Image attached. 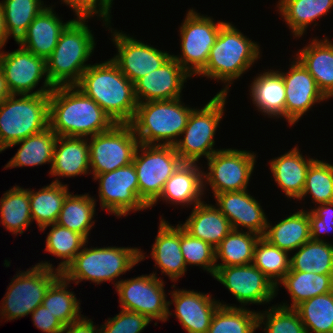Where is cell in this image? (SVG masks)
<instances>
[{
    "mask_svg": "<svg viewBox=\"0 0 333 333\" xmlns=\"http://www.w3.org/2000/svg\"><path fill=\"white\" fill-rule=\"evenodd\" d=\"M115 123L77 86H55L49 93V127L57 136L91 137Z\"/></svg>",
    "mask_w": 333,
    "mask_h": 333,
    "instance_id": "6da1fadb",
    "label": "cell"
},
{
    "mask_svg": "<svg viewBox=\"0 0 333 333\" xmlns=\"http://www.w3.org/2000/svg\"><path fill=\"white\" fill-rule=\"evenodd\" d=\"M94 100L115 124H130L138 102L134 84L109 59L90 65L75 85Z\"/></svg>",
    "mask_w": 333,
    "mask_h": 333,
    "instance_id": "7a4b0ae2",
    "label": "cell"
},
{
    "mask_svg": "<svg viewBox=\"0 0 333 333\" xmlns=\"http://www.w3.org/2000/svg\"><path fill=\"white\" fill-rule=\"evenodd\" d=\"M86 24V18L73 19L46 59L47 77L54 87L76 85L91 65L85 62L93 53L96 43L94 34Z\"/></svg>",
    "mask_w": 333,
    "mask_h": 333,
    "instance_id": "3957f363",
    "label": "cell"
},
{
    "mask_svg": "<svg viewBox=\"0 0 333 333\" xmlns=\"http://www.w3.org/2000/svg\"><path fill=\"white\" fill-rule=\"evenodd\" d=\"M259 48L234 25L225 22L211 48L206 66L197 75L221 80L226 85L217 94L228 95L230 84L261 57Z\"/></svg>",
    "mask_w": 333,
    "mask_h": 333,
    "instance_id": "277c9868",
    "label": "cell"
},
{
    "mask_svg": "<svg viewBox=\"0 0 333 333\" xmlns=\"http://www.w3.org/2000/svg\"><path fill=\"white\" fill-rule=\"evenodd\" d=\"M193 110L181 98L138 103L130 124L140 144L174 146Z\"/></svg>",
    "mask_w": 333,
    "mask_h": 333,
    "instance_id": "5b68a950",
    "label": "cell"
},
{
    "mask_svg": "<svg viewBox=\"0 0 333 333\" xmlns=\"http://www.w3.org/2000/svg\"><path fill=\"white\" fill-rule=\"evenodd\" d=\"M145 259L136 247H84L61 274L78 285L82 280L95 284L112 281Z\"/></svg>",
    "mask_w": 333,
    "mask_h": 333,
    "instance_id": "8992f818",
    "label": "cell"
},
{
    "mask_svg": "<svg viewBox=\"0 0 333 333\" xmlns=\"http://www.w3.org/2000/svg\"><path fill=\"white\" fill-rule=\"evenodd\" d=\"M48 127L49 93L11 94L0 104V145L4 150Z\"/></svg>",
    "mask_w": 333,
    "mask_h": 333,
    "instance_id": "52a82bcc",
    "label": "cell"
},
{
    "mask_svg": "<svg viewBox=\"0 0 333 333\" xmlns=\"http://www.w3.org/2000/svg\"><path fill=\"white\" fill-rule=\"evenodd\" d=\"M225 94H216L201 109H194L183 130L182 139L174 145L183 162L197 163L202 156L208 159L219 149H214V135L219 126L226 104Z\"/></svg>",
    "mask_w": 333,
    "mask_h": 333,
    "instance_id": "ba28073f",
    "label": "cell"
},
{
    "mask_svg": "<svg viewBox=\"0 0 333 333\" xmlns=\"http://www.w3.org/2000/svg\"><path fill=\"white\" fill-rule=\"evenodd\" d=\"M60 274L48 261H42L26 271L17 273L1 301L2 319L14 320L31 314L42 305L47 289Z\"/></svg>",
    "mask_w": 333,
    "mask_h": 333,
    "instance_id": "9c48e42d",
    "label": "cell"
},
{
    "mask_svg": "<svg viewBox=\"0 0 333 333\" xmlns=\"http://www.w3.org/2000/svg\"><path fill=\"white\" fill-rule=\"evenodd\" d=\"M182 163L174 146L139 144L133 165L138 177L139 197L148 208L159 198L166 181Z\"/></svg>",
    "mask_w": 333,
    "mask_h": 333,
    "instance_id": "30bf717a",
    "label": "cell"
},
{
    "mask_svg": "<svg viewBox=\"0 0 333 333\" xmlns=\"http://www.w3.org/2000/svg\"><path fill=\"white\" fill-rule=\"evenodd\" d=\"M180 26V48L182 54L172 55L190 75H197L208 61L211 48L215 44L222 25L215 23L213 18L190 9Z\"/></svg>",
    "mask_w": 333,
    "mask_h": 333,
    "instance_id": "8fae6325",
    "label": "cell"
},
{
    "mask_svg": "<svg viewBox=\"0 0 333 333\" xmlns=\"http://www.w3.org/2000/svg\"><path fill=\"white\" fill-rule=\"evenodd\" d=\"M88 139L92 169L89 174L93 177L132 163L140 144L131 124H114L109 130Z\"/></svg>",
    "mask_w": 333,
    "mask_h": 333,
    "instance_id": "7c38bea8",
    "label": "cell"
},
{
    "mask_svg": "<svg viewBox=\"0 0 333 333\" xmlns=\"http://www.w3.org/2000/svg\"><path fill=\"white\" fill-rule=\"evenodd\" d=\"M156 275L157 273L153 272L127 280H117L115 289L119 294L121 309L145 315L150 321H167L168 316L173 314L169 311L164 281Z\"/></svg>",
    "mask_w": 333,
    "mask_h": 333,
    "instance_id": "4fadbf2b",
    "label": "cell"
},
{
    "mask_svg": "<svg viewBox=\"0 0 333 333\" xmlns=\"http://www.w3.org/2000/svg\"><path fill=\"white\" fill-rule=\"evenodd\" d=\"M256 153L246 150L220 149L208 159L204 172V188L208 183L213 195L247 189L256 162Z\"/></svg>",
    "mask_w": 333,
    "mask_h": 333,
    "instance_id": "5bb4252c",
    "label": "cell"
},
{
    "mask_svg": "<svg viewBox=\"0 0 333 333\" xmlns=\"http://www.w3.org/2000/svg\"><path fill=\"white\" fill-rule=\"evenodd\" d=\"M0 69L11 94L37 95L50 93L54 89L47 77L46 60L34 55L21 45L12 52L0 51ZM43 76V86L31 92L38 86Z\"/></svg>",
    "mask_w": 333,
    "mask_h": 333,
    "instance_id": "9a60e30c",
    "label": "cell"
},
{
    "mask_svg": "<svg viewBox=\"0 0 333 333\" xmlns=\"http://www.w3.org/2000/svg\"><path fill=\"white\" fill-rule=\"evenodd\" d=\"M99 181L101 209L117 217L148 209L139 197V183L133 162L114 171L94 176ZM127 214V215H126Z\"/></svg>",
    "mask_w": 333,
    "mask_h": 333,
    "instance_id": "2e32d148",
    "label": "cell"
},
{
    "mask_svg": "<svg viewBox=\"0 0 333 333\" xmlns=\"http://www.w3.org/2000/svg\"><path fill=\"white\" fill-rule=\"evenodd\" d=\"M213 277L223 284L243 306L251 303L269 304L278 291L273 282L252 263L216 267Z\"/></svg>",
    "mask_w": 333,
    "mask_h": 333,
    "instance_id": "e0dca14e",
    "label": "cell"
},
{
    "mask_svg": "<svg viewBox=\"0 0 333 333\" xmlns=\"http://www.w3.org/2000/svg\"><path fill=\"white\" fill-rule=\"evenodd\" d=\"M117 55L111 58L134 84L146 74L160 68L172 55L110 28ZM124 33V34H123Z\"/></svg>",
    "mask_w": 333,
    "mask_h": 333,
    "instance_id": "ac0fdd59",
    "label": "cell"
},
{
    "mask_svg": "<svg viewBox=\"0 0 333 333\" xmlns=\"http://www.w3.org/2000/svg\"><path fill=\"white\" fill-rule=\"evenodd\" d=\"M294 59L288 72L278 71L285 85V120L290 126L298 122L315 103L328 100L304 65L296 57Z\"/></svg>",
    "mask_w": 333,
    "mask_h": 333,
    "instance_id": "d6986e66",
    "label": "cell"
},
{
    "mask_svg": "<svg viewBox=\"0 0 333 333\" xmlns=\"http://www.w3.org/2000/svg\"><path fill=\"white\" fill-rule=\"evenodd\" d=\"M191 76L171 56L160 68L146 74L134 83L138 103L181 98L184 82Z\"/></svg>",
    "mask_w": 333,
    "mask_h": 333,
    "instance_id": "ffe728a7",
    "label": "cell"
},
{
    "mask_svg": "<svg viewBox=\"0 0 333 333\" xmlns=\"http://www.w3.org/2000/svg\"><path fill=\"white\" fill-rule=\"evenodd\" d=\"M216 207L229 220L233 230H240V226L248 232L264 236L267 217L258 201L243 191L222 192L214 195Z\"/></svg>",
    "mask_w": 333,
    "mask_h": 333,
    "instance_id": "44dd1931",
    "label": "cell"
},
{
    "mask_svg": "<svg viewBox=\"0 0 333 333\" xmlns=\"http://www.w3.org/2000/svg\"><path fill=\"white\" fill-rule=\"evenodd\" d=\"M172 300L168 305L175 306V317L187 333H207L213 315L221 302L211 298L209 294L194 290H173Z\"/></svg>",
    "mask_w": 333,
    "mask_h": 333,
    "instance_id": "7402d4cb",
    "label": "cell"
},
{
    "mask_svg": "<svg viewBox=\"0 0 333 333\" xmlns=\"http://www.w3.org/2000/svg\"><path fill=\"white\" fill-rule=\"evenodd\" d=\"M71 21L63 23L52 7L47 6L35 17L17 44L46 60L54 51L59 37Z\"/></svg>",
    "mask_w": 333,
    "mask_h": 333,
    "instance_id": "603a6c76",
    "label": "cell"
},
{
    "mask_svg": "<svg viewBox=\"0 0 333 333\" xmlns=\"http://www.w3.org/2000/svg\"><path fill=\"white\" fill-rule=\"evenodd\" d=\"M197 163L183 162L166 181L159 199L172 204L190 206L201 203L204 194L203 174Z\"/></svg>",
    "mask_w": 333,
    "mask_h": 333,
    "instance_id": "cb8c5ba5",
    "label": "cell"
},
{
    "mask_svg": "<svg viewBox=\"0 0 333 333\" xmlns=\"http://www.w3.org/2000/svg\"><path fill=\"white\" fill-rule=\"evenodd\" d=\"M160 220L150 256L154 259L155 266L161 269V273L176 282L187 271L180 247V224L172 226L164 218Z\"/></svg>",
    "mask_w": 333,
    "mask_h": 333,
    "instance_id": "d4e9b609",
    "label": "cell"
},
{
    "mask_svg": "<svg viewBox=\"0 0 333 333\" xmlns=\"http://www.w3.org/2000/svg\"><path fill=\"white\" fill-rule=\"evenodd\" d=\"M89 169L88 138L58 136L49 174L71 178V176L86 175L91 171Z\"/></svg>",
    "mask_w": 333,
    "mask_h": 333,
    "instance_id": "484cf974",
    "label": "cell"
},
{
    "mask_svg": "<svg viewBox=\"0 0 333 333\" xmlns=\"http://www.w3.org/2000/svg\"><path fill=\"white\" fill-rule=\"evenodd\" d=\"M316 159L304 158L297 146L287 153L270 160L274 181L288 198L298 199L303 192L306 175Z\"/></svg>",
    "mask_w": 333,
    "mask_h": 333,
    "instance_id": "4316f807",
    "label": "cell"
},
{
    "mask_svg": "<svg viewBox=\"0 0 333 333\" xmlns=\"http://www.w3.org/2000/svg\"><path fill=\"white\" fill-rule=\"evenodd\" d=\"M205 203L202 201L194 206L191 215L181 226L192 237L208 242L215 248L232 231V227L216 206Z\"/></svg>",
    "mask_w": 333,
    "mask_h": 333,
    "instance_id": "83f0119b",
    "label": "cell"
},
{
    "mask_svg": "<svg viewBox=\"0 0 333 333\" xmlns=\"http://www.w3.org/2000/svg\"><path fill=\"white\" fill-rule=\"evenodd\" d=\"M325 39H313L300 49L296 58L313 76L318 88L329 99L333 97V43Z\"/></svg>",
    "mask_w": 333,
    "mask_h": 333,
    "instance_id": "f1b7e54d",
    "label": "cell"
},
{
    "mask_svg": "<svg viewBox=\"0 0 333 333\" xmlns=\"http://www.w3.org/2000/svg\"><path fill=\"white\" fill-rule=\"evenodd\" d=\"M253 80L249 91L257 110L271 118H285V85L278 70L270 69Z\"/></svg>",
    "mask_w": 333,
    "mask_h": 333,
    "instance_id": "f546056e",
    "label": "cell"
},
{
    "mask_svg": "<svg viewBox=\"0 0 333 333\" xmlns=\"http://www.w3.org/2000/svg\"><path fill=\"white\" fill-rule=\"evenodd\" d=\"M263 238L288 253L296 251L311 239L308 211L301 209L282 219L275 226L267 222Z\"/></svg>",
    "mask_w": 333,
    "mask_h": 333,
    "instance_id": "4dcf8cb0",
    "label": "cell"
},
{
    "mask_svg": "<svg viewBox=\"0 0 333 333\" xmlns=\"http://www.w3.org/2000/svg\"><path fill=\"white\" fill-rule=\"evenodd\" d=\"M289 292L292 304H279L284 308L295 309L302 302L317 295L333 291V274H317L315 272L289 271L278 283Z\"/></svg>",
    "mask_w": 333,
    "mask_h": 333,
    "instance_id": "1f68e13d",
    "label": "cell"
},
{
    "mask_svg": "<svg viewBox=\"0 0 333 333\" xmlns=\"http://www.w3.org/2000/svg\"><path fill=\"white\" fill-rule=\"evenodd\" d=\"M57 137L51 128L48 127L37 134L30 135L21 141L11 144L8 148L21 145L4 168L34 167L46 163H50V166H52Z\"/></svg>",
    "mask_w": 333,
    "mask_h": 333,
    "instance_id": "d6a6232c",
    "label": "cell"
},
{
    "mask_svg": "<svg viewBox=\"0 0 333 333\" xmlns=\"http://www.w3.org/2000/svg\"><path fill=\"white\" fill-rule=\"evenodd\" d=\"M277 7L291 33L301 37L309 24L329 13L333 0H279Z\"/></svg>",
    "mask_w": 333,
    "mask_h": 333,
    "instance_id": "836d02e7",
    "label": "cell"
},
{
    "mask_svg": "<svg viewBox=\"0 0 333 333\" xmlns=\"http://www.w3.org/2000/svg\"><path fill=\"white\" fill-rule=\"evenodd\" d=\"M68 193L67 184H62L57 178L39 191L29 190L31 217L39 229L56 223Z\"/></svg>",
    "mask_w": 333,
    "mask_h": 333,
    "instance_id": "e575fe53",
    "label": "cell"
},
{
    "mask_svg": "<svg viewBox=\"0 0 333 333\" xmlns=\"http://www.w3.org/2000/svg\"><path fill=\"white\" fill-rule=\"evenodd\" d=\"M96 199L86 194L68 193L56 223L81 234L86 240L94 226ZM93 218V219H92Z\"/></svg>",
    "mask_w": 333,
    "mask_h": 333,
    "instance_id": "d590c367",
    "label": "cell"
},
{
    "mask_svg": "<svg viewBox=\"0 0 333 333\" xmlns=\"http://www.w3.org/2000/svg\"><path fill=\"white\" fill-rule=\"evenodd\" d=\"M261 236L233 230L215 247L216 267L247 265L253 262L254 248ZM220 258V264H217Z\"/></svg>",
    "mask_w": 333,
    "mask_h": 333,
    "instance_id": "8d00e7d4",
    "label": "cell"
},
{
    "mask_svg": "<svg viewBox=\"0 0 333 333\" xmlns=\"http://www.w3.org/2000/svg\"><path fill=\"white\" fill-rule=\"evenodd\" d=\"M1 221L12 234H23L33 222L30 212L29 189L13 186L0 199Z\"/></svg>",
    "mask_w": 333,
    "mask_h": 333,
    "instance_id": "74e56055",
    "label": "cell"
},
{
    "mask_svg": "<svg viewBox=\"0 0 333 333\" xmlns=\"http://www.w3.org/2000/svg\"><path fill=\"white\" fill-rule=\"evenodd\" d=\"M289 271L333 274V244L310 239L290 257Z\"/></svg>",
    "mask_w": 333,
    "mask_h": 333,
    "instance_id": "f35d334b",
    "label": "cell"
},
{
    "mask_svg": "<svg viewBox=\"0 0 333 333\" xmlns=\"http://www.w3.org/2000/svg\"><path fill=\"white\" fill-rule=\"evenodd\" d=\"M70 281L60 274L47 289L42 305L65 326L80 319V301L67 290Z\"/></svg>",
    "mask_w": 333,
    "mask_h": 333,
    "instance_id": "ab89813d",
    "label": "cell"
},
{
    "mask_svg": "<svg viewBox=\"0 0 333 333\" xmlns=\"http://www.w3.org/2000/svg\"><path fill=\"white\" fill-rule=\"evenodd\" d=\"M258 329V312L243 306L222 304L215 311L207 333H254Z\"/></svg>",
    "mask_w": 333,
    "mask_h": 333,
    "instance_id": "60d3db41",
    "label": "cell"
},
{
    "mask_svg": "<svg viewBox=\"0 0 333 333\" xmlns=\"http://www.w3.org/2000/svg\"><path fill=\"white\" fill-rule=\"evenodd\" d=\"M295 310L307 333H333V291L310 298Z\"/></svg>",
    "mask_w": 333,
    "mask_h": 333,
    "instance_id": "b9f144b4",
    "label": "cell"
},
{
    "mask_svg": "<svg viewBox=\"0 0 333 333\" xmlns=\"http://www.w3.org/2000/svg\"><path fill=\"white\" fill-rule=\"evenodd\" d=\"M48 226L52 228L46 238L45 251L63 260L59 263L58 267L55 268L61 273L82 250L83 246H87L86 243L88 240L81 234L71 231L57 223L47 225L40 230L44 231Z\"/></svg>",
    "mask_w": 333,
    "mask_h": 333,
    "instance_id": "7bdbcfd3",
    "label": "cell"
},
{
    "mask_svg": "<svg viewBox=\"0 0 333 333\" xmlns=\"http://www.w3.org/2000/svg\"><path fill=\"white\" fill-rule=\"evenodd\" d=\"M0 5L4 12L7 35L13 36L16 42L23 36L35 17L47 6L41 0H3Z\"/></svg>",
    "mask_w": 333,
    "mask_h": 333,
    "instance_id": "ee69618b",
    "label": "cell"
},
{
    "mask_svg": "<svg viewBox=\"0 0 333 333\" xmlns=\"http://www.w3.org/2000/svg\"><path fill=\"white\" fill-rule=\"evenodd\" d=\"M252 264L277 286L290 270V256L287 251L260 237L254 248Z\"/></svg>",
    "mask_w": 333,
    "mask_h": 333,
    "instance_id": "f6af8a7d",
    "label": "cell"
},
{
    "mask_svg": "<svg viewBox=\"0 0 333 333\" xmlns=\"http://www.w3.org/2000/svg\"><path fill=\"white\" fill-rule=\"evenodd\" d=\"M311 195L313 203L322 204L333 202V165L316 160L310 165L302 195V200L308 194Z\"/></svg>",
    "mask_w": 333,
    "mask_h": 333,
    "instance_id": "bcb514c9",
    "label": "cell"
},
{
    "mask_svg": "<svg viewBox=\"0 0 333 333\" xmlns=\"http://www.w3.org/2000/svg\"><path fill=\"white\" fill-rule=\"evenodd\" d=\"M267 310L258 312V328L263 324L266 333H307L295 309L274 305Z\"/></svg>",
    "mask_w": 333,
    "mask_h": 333,
    "instance_id": "7dc6e473",
    "label": "cell"
},
{
    "mask_svg": "<svg viewBox=\"0 0 333 333\" xmlns=\"http://www.w3.org/2000/svg\"><path fill=\"white\" fill-rule=\"evenodd\" d=\"M180 247L186 265L200 266L212 276L216 271L215 248L201 239L192 237L180 225Z\"/></svg>",
    "mask_w": 333,
    "mask_h": 333,
    "instance_id": "c3c4849f",
    "label": "cell"
},
{
    "mask_svg": "<svg viewBox=\"0 0 333 333\" xmlns=\"http://www.w3.org/2000/svg\"><path fill=\"white\" fill-rule=\"evenodd\" d=\"M150 320L140 313L121 309L113 318L100 326V333H141Z\"/></svg>",
    "mask_w": 333,
    "mask_h": 333,
    "instance_id": "681fc988",
    "label": "cell"
},
{
    "mask_svg": "<svg viewBox=\"0 0 333 333\" xmlns=\"http://www.w3.org/2000/svg\"><path fill=\"white\" fill-rule=\"evenodd\" d=\"M73 9L77 18L89 19L94 15L102 17L105 26L109 27L111 23V5L109 0H61ZM109 25V26H108Z\"/></svg>",
    "mask_w": 333,
    "mask_h": 333,
    "instance_id": "f907efd6",
    "label": "cell"
},
{
    "mask_svg": "<svg viewBox=\"0 0 333 333\" xmlns=\"http://www.w3.org/2000/svg\"><path fill=\"white\" fill-rule=\"evenodd\" d=\"M312 240H322L321 235L333 231V202L322 203L308 211Z\"/></svg>",
    "mask_w": 333,
    "mask_h": 333,
    "instance_id": "816d5d0a",
    "label": "cell"
},
{
    "mask_svg": "<svg viewBox=\"0 0 333 333\" xmlns=\"http://www.w3.org/2000/svg\"><path fill=\"white\" fill-rule=\"evenodd\" d=\"M31 314L34 326L45 333H62L65 328L43 305H39Z\"/></svg>",
    "mask_w": 333,
    "mask_h": 333,
    "instance_id": "f5cc1de1",
    "label": "cell"
},
{
    "mask_svg": "<svg viewBox=\"0 0 333 333\" xmlns=\"http://www.w3.org/2000/svg\"><path fill=\"white\" fill-rule=\"evenodd\" d=\"M97 328V329H96ZM100 333V328L85 316L65 326L62 333Z\"/></svg>",
    "mask_w": 333,
    "mask_h": 333,
    "instance_id": "db71d44e",
    "label": "cell"
},
{
    "mask_svg": "<svg viewBox=\"0 0 333 333\" xmlns=\"http://www.w3.org/2000/svg\"><path fill=\"white\" fill-rule=\"evenodd\" d=\"M8 39L9 36L7 35V30L5 27L4 12L0 5V51H2V47H4Z\"/></svg>",
    "mask_w": 333,
    "mask_h": 333,
    "instance_id": "11a10c76",
    "label": "cell"
},
{
    "mask_svg": "<svg viewBox=\"0 0 333 333\" xmlns=\"http://www.w3.org/2000/svg\"><path fill=\"white\" fill-rule=\"evenodd\" d=\"M10 95H11V93L7 87L4 74H3L2 70L0 69V104Z\"/></svg>",
    "mask_w": 333,
    "mask_h": 333,
    "instance_id": "9f6ffc18",
    "label": "cell"
},
{
    "mask_svg": "<svg viewBox=\"0 0 333 333\" xmlns=\"http://www.w3.org/2000/svg\"><path fill=\"white\" fill-rule=\"evenodd\" d=\"M4 151L3 147L0 145V152Z\"/></svg>",
    "mask_w": 333,
    "mask_h": 333,
    "instance_id": "6f0895ef",
    "label": "cell"
}]
</instances>
